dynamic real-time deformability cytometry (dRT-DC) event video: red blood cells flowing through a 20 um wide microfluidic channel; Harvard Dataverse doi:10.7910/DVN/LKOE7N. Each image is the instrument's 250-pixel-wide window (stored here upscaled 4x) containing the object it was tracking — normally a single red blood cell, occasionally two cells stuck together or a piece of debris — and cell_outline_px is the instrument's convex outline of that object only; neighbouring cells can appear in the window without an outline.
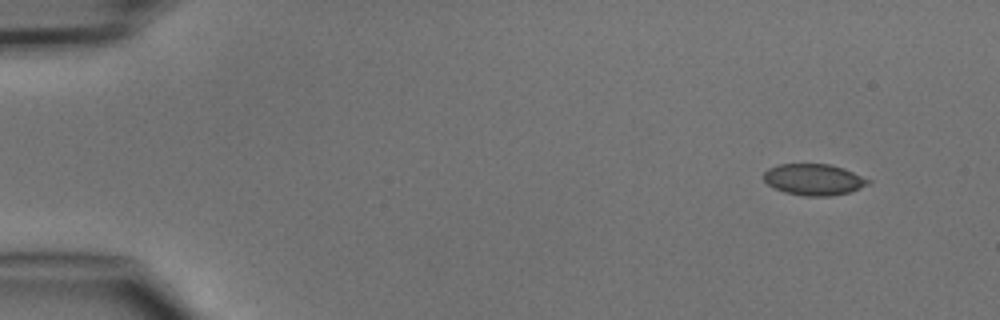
{"species": "common noctule bat (a hibernating species)", "species_latin": "Nyctalus noctula", "temperature_condition": "cold", "stored_images_in_passage": 4, "camera_frame_rate_fps": 3000, "um_per_image_px": 0.085, "animal": {"sex": "male", "body_mass_g": 15.6}, "frame": {"image": 1, "passage_image": 1, "time_ms": 0.0, "image_size_px": [1000, 320], "cell_outline_px": [[872, 180], [868, 184], [860, 188], [848, 192], [828, 196], [804, 196], [784, 192], [768, 184], [764, 180], [764, 172], [768, 168], [780, 164], [832, 164], [844, 168]], "centroid_in_image_um": [69.18, 15.25], "position_along_channel_um": 15.8, "area_um2": 19.02}}